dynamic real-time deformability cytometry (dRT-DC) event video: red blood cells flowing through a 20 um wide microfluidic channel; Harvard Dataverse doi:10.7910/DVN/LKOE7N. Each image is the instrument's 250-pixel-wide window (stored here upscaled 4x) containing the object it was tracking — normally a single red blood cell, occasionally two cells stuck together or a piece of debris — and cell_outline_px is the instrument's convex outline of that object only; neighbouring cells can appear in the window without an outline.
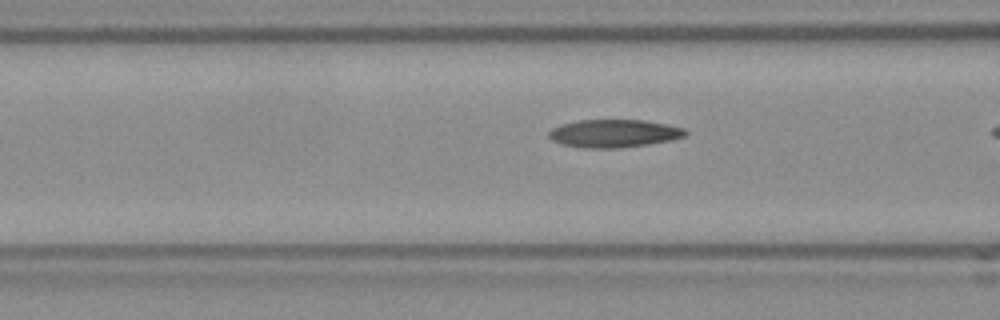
{"species": "Egyptian fruit bat (a non-hibernating species)", "species_latin": "Rousettus aegyptiacus", "temperature_condition": "room temperature", "stored_images_in_passage": 21, "camera_frame_rate_fps": 3000, "um_per_image_px": 0.085, "frame": {"image": 1, "passage_image": 15, "time_ms": 4.667, "image_size_px": [1000, 320], "cell_outline_px": [[688, 132], [684, 136], [668, 140], [648, 144], [616, 148], [584, 148], [560, 144], [552, 140], [548, 136], [548, 132], [552, 128], [560, 124], [580, 120], [644, 120], [684, 128]], "centroid_in_image_um": [52.12, 11.34], "position_along_channel_um": 114.5, "area_um2": 22.08}}